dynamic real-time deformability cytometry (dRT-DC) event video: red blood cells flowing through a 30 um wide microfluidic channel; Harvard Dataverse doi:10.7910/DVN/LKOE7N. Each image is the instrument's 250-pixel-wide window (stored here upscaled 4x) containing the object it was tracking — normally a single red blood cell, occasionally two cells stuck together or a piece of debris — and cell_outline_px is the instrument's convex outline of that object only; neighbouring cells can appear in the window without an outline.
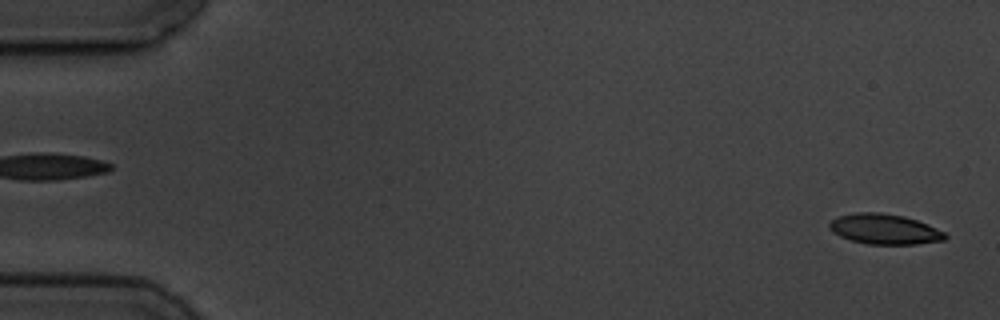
{"species": "common noctule bat (a hibernating species)", "species_latin": "Nyctalus noctula", "temperature_condition": "cold", "stored_images_in_passage": 4, "segment_of_instrument_passage": [2, 2], "camera_frame_rate_fps": 3000, "um_per_image_px": 0.085, "animal": {"sex": "male", "body_mass_g": 19.5, "forearm_length_mm": 54.6}, "frame": {"image": 1, "passage_image": 4, "time_ms": 4.667, "image_size_px": [1000, 320], "cell_outline_px": [[948, 236], [944, 240], [916, 244], [868, 244], [852, 240], [840, 236], [832, 232], [828, 228], [828, 224], [836, 216], [856, 212], [880, 212], [904, 216], [928, 224], [944, 232]], "centroid_in_image_um": [75.16, 19.46], "position_along_channel_um": 9.8, "area_um2": 20.46}}